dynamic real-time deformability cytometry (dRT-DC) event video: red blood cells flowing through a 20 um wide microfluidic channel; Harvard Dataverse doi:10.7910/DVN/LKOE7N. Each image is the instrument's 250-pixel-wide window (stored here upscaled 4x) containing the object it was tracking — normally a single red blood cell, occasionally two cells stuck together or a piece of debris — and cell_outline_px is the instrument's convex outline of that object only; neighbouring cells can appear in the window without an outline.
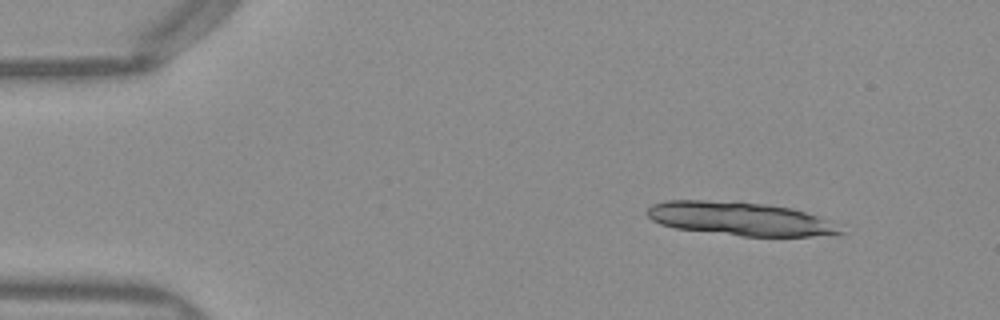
{"species": "Egyptian fruit bat (a non-hibernating species)", "species_latin": "Rousettus aegyptiacus", "temperature_condition": "warm", "stored_images_in_passage": 18, "camera_frame_rate_fps": 3000, "um_per_image_px": 0.085, "frame": {"image": 1, "passage_image": 6, "time_ms": 1.667, "image_size_px": [1000, 320], "cell_outline_px": [[844, 232], [812, 236], [744, 236], [676, 228], [660, 224], [652, 220], [648, 216], [648, 208], [652, 204], [664, 200], [740, 200], [792, 208], [828, 220]], "centroid_in_image_um": [62.82, 18.56], "position_along_channel_um": 22.2, "area_um2": 37.57}}
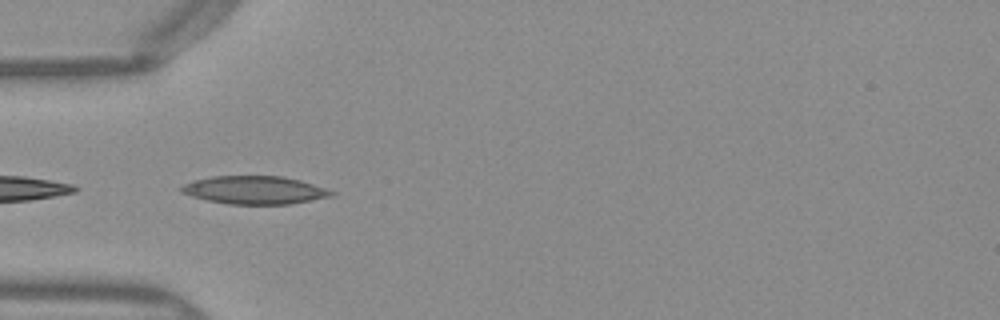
{"frame": {"image": 2, "passage_image": 16, "time_ms": 5.0, "image_size_px": [1000, 320], "cell_outline_px": [[336, 192], [332, 196], [288, 204], [228, 204], [208, 200], [192, 196], [180, 192], [180, 188], [184, 184], [196, 180], [212, 176], [280, 176], [300, 180]], "centroid_in_image_um": [21.63, 16.15], "position_along_channel_um": 63.4, "area_um2": 24.22}}